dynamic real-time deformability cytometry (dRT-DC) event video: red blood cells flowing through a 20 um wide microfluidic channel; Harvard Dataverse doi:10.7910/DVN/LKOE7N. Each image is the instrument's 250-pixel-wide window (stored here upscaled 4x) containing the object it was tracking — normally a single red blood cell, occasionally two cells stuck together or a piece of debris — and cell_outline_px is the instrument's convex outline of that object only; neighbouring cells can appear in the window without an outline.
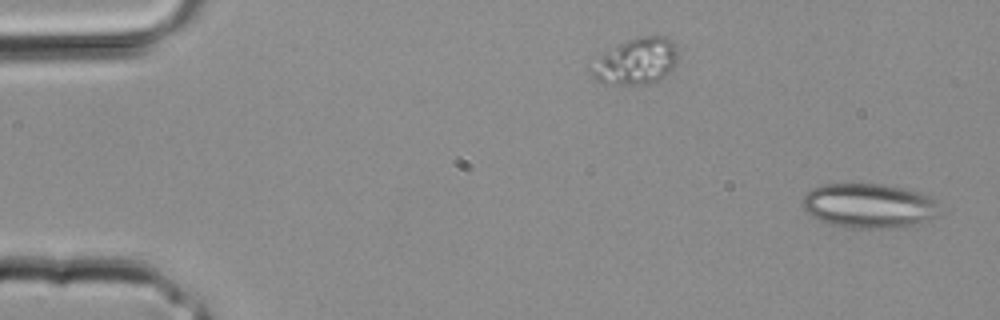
{"species": "common noctule bat (a hibernating species)", "species_latin": "Nyctalus noctula", "temperature_condition": "room temperature", "stored_images_in_passage": 33, "camera_frame_rate_fps": 3000, "um_per_image_px": 0.085, "animal": {"sex": "male", "body_mass_g": 20.4}, "frame": {"image": 1, "passage_image": 1, "time_ms": 0.0, "image_size_px": [1000, 320], "cell_outline_px": [[936, 216], [900, 228], [852, 228], [828, 224], [804, 212], [800, 204], [800, 200], [812, 188], [824, 184], [884, 184], [904, 188], [932, 196], [936, 200]], "centroid_in_image_um": [73.78, 17.48], "position_along_channel_um": 11.2, "area_um2": 35.66}}
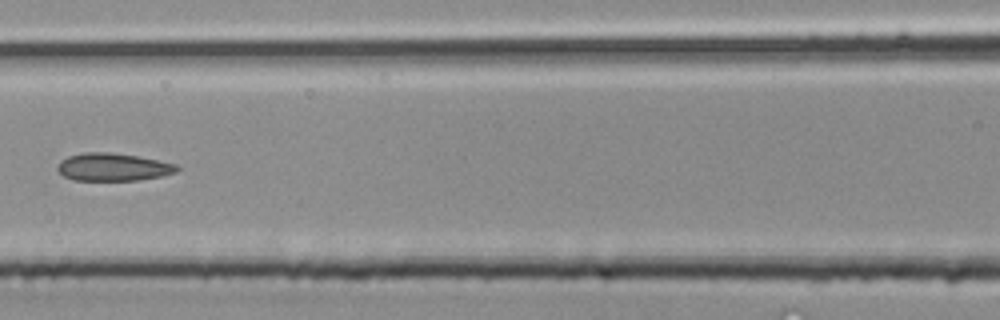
{"frame": {"image": 2, "passage_image": 15, "time_ms": 4.667, "image_size_px": [1000, 320], "cell_outline_px": [[180, 168], [176, 172], [160, 176], [136, 180], [72, 180], [64, 176], [56, 168], [56, 164], [60, 160], [68, 156], [84, 152], [112, 152], [136, 156], [176, 164]], "centroid_in_image_um": [9.55, 14.19], "position_along_channel_um": 157.0, "area_um2": 19.25}}
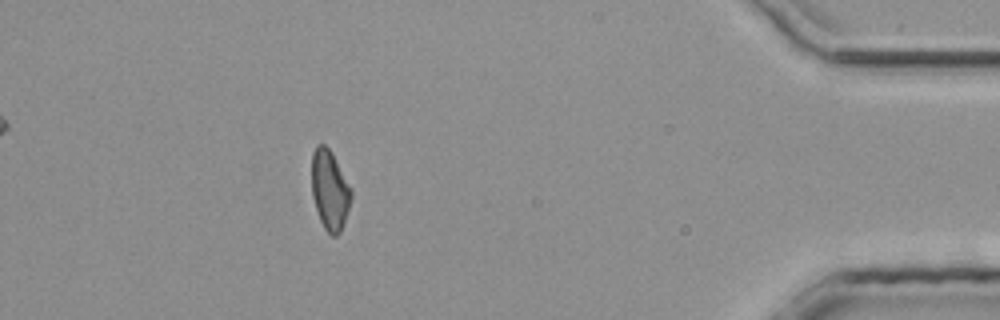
{"frame": {"image": 3, "passage_image": 30, "time_ms": 9.667, "image_size_px": [1000, 320], "cell_outline_px": [[352, 196], [340, 232], [336, 236], [332, 236], [324, 228], [320, 220], [312, 196], [312, 152], [316, 144], [324, 144], [332, 152], [352, 188]], "centroid_in_image_um": [28.02, 16.11], "position_along_channel_um": 407.2, "area_um2": 18.32}}